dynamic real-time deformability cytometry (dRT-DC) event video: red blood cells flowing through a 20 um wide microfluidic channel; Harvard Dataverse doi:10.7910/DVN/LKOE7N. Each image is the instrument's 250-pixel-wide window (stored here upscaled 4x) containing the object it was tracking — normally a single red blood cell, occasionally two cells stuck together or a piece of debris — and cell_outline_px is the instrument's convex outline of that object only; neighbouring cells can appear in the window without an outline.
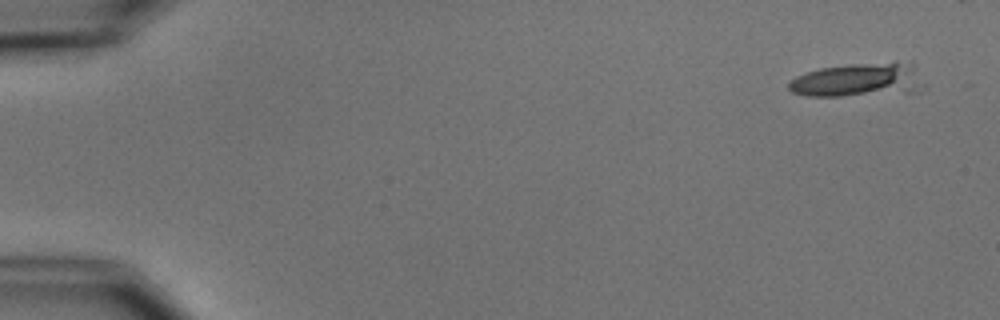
{"species": "common noctule bat (a hibernating species)", "species_latin": "Nyctalus noctula", "temperature_condition": "cold", "stored_images_in_passage": 6, "camera_frame_rate_fps": 3000, "um_per_image_px": 0.085, "animal": {"sex": "male", "body_mass_g": 15.6}, "frame": {"image": 1, "passage_image": 1, "time_ms": 0.0, "image_size_px": [1000, 320], "cell_outline_px": [[924, 88], [912, 92], [840, 96], [804, 96], [792, 92], [788, 88], [788, 84], [796, 76], [820, 68], [852, 64], [896, 60], [912, 60], [916, 64], [924, 84]], "centroid_in_image_um": [73.07, 6.76], "position_along_channel_um": 11.9, "area_um2": 27.34}}
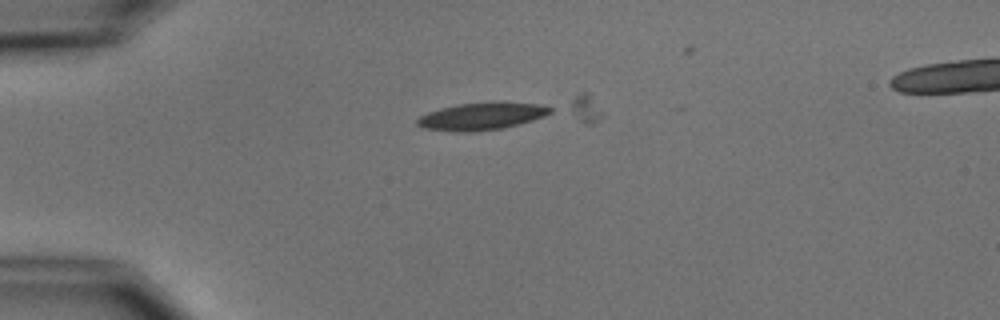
{"frame": {"image": 2, "passage_image": 4, "time_ms": 3.667, "image_size_px": [1000, 320], "cell_outline_px": [[552, 112], [544, 116], [532, 120], [504, 128], [476, 132], [452, 132], [424, 128], [416, 124], [416, 120], [420, 116], [428, 112], [440, 108], [456, 104], [492, 100], [536, 104], [552, 108]], "centroid_in_image_um": [40.91, 9.87], "position_along_channel_um": 44.1, "area_um2": 21.68}}